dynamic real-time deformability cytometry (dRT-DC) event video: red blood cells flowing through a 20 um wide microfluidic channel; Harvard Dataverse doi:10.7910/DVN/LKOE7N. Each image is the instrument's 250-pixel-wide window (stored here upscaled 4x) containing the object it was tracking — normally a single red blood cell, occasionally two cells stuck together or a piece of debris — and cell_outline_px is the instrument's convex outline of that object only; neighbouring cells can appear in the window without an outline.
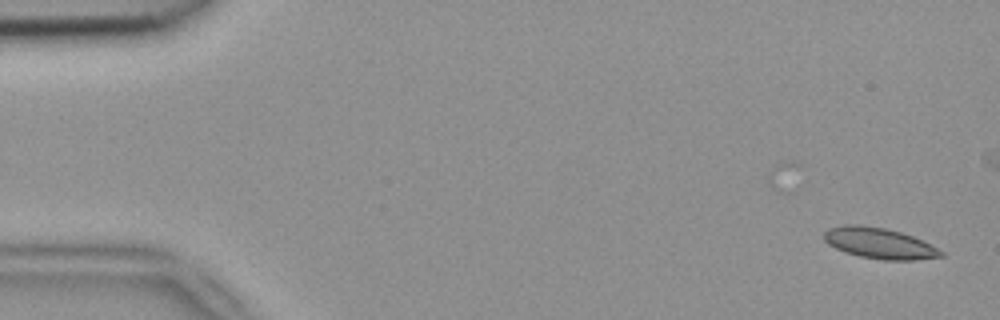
{"species": "common noctule bat (a hibernating species)", "species_latin": "Nyctalus noctula", "temperature_condition": "room temperature", "stored_images_in_passage": 6, "segment_of_instrument_passage": [2, 2], "camera_frame_rate_fps": 3000, "um_per_image_px": 0.085, "animal": {"sex": "female", "body_mass_g": 18.4}, "frame": {"image": 1, "passage_image": 6, "time_ms": 1.667, "image_size_px": [1000, 320], "cell_outline_px": [[944, 256], [916, 260], [884, 260], [860, 256], [844, 252], [828, 244], [824, 240], [824, 232], [828, 228], [844, 224], [860, 224], [884, 228], [900, 232], [912, 236], [944, 252]], "centroid_in_image_um": [74.7, 20.67], "position_along_channel_um": 10.3, "area_um2": 20.92}}